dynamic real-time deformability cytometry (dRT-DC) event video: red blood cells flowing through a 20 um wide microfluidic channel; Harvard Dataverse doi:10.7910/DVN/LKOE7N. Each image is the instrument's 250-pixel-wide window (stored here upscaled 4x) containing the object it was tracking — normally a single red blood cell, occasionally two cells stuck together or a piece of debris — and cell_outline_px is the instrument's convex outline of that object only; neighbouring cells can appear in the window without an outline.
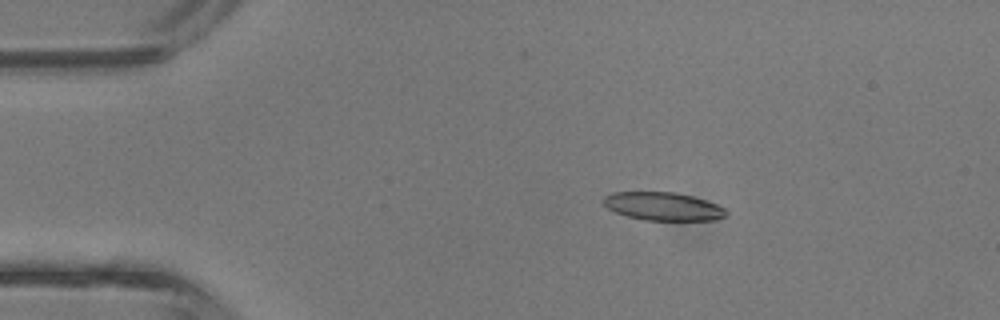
{"species": "common noctule bat (a hibernating species)", "species_latin": "Nyctalus noctula", "temperature_condition": "room temperature", "stored_images_in_passage": 4, "camera_frame_rate_fps": 3000, "um_per_image_px": 0.085, "animal": {"sex": "male", "body_mass_g": 13.3}, "frame": {"image": 1, "passage_image": 2, "time_ms": 0.333, "image_size_px": [1000, 320], "cell_outline_px": [[728, 216], [712, 220], [644, 220], [628, 216], [616, 212], [608, 208], [604, 204], [604, 196], [612, 192], [676, 192], [692, 196], [716, 204], [724, 208], [728, 212]], "centroid_in_image_um": [56.38, 17.54], "position_along_channel_um": 28.6, "area_um2": 20.06}}